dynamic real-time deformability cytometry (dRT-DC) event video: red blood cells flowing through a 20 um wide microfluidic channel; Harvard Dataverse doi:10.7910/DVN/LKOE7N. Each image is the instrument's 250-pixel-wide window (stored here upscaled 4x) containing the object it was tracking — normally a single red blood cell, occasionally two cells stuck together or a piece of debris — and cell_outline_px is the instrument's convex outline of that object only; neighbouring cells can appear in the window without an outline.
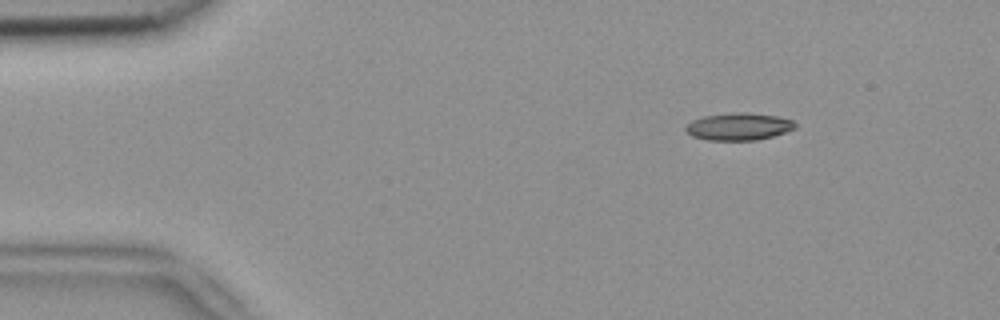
{"species": "common noctule bat (a hibernating species)", "species_latin": "Nyctalus noctula", "temperature_condition": "room temperature", "stored_images_in_passage": 4, "camera_frame_rate_fps": 3000, "um_per_image_px": 0.085, "animal": {"sex": "female", "body_mass_g": 18.4}, "frame": {"image": 1, "passage_image": 1, "time_ms": 0.0, "image_size_px": [1000, 320], "cell_outline_px": [[796, 128], [772, 136], [756, 140], [708, 140], [692, 136], [684, 128], [692, 120], [704, 116], [732, 112], [748, 112], [776, 116], [792, 120], [796, 124]], "centroid_in_image_um": [62.78, 10.75], "position_along_channel_um": 22.2, "area_um2": 17.34}}
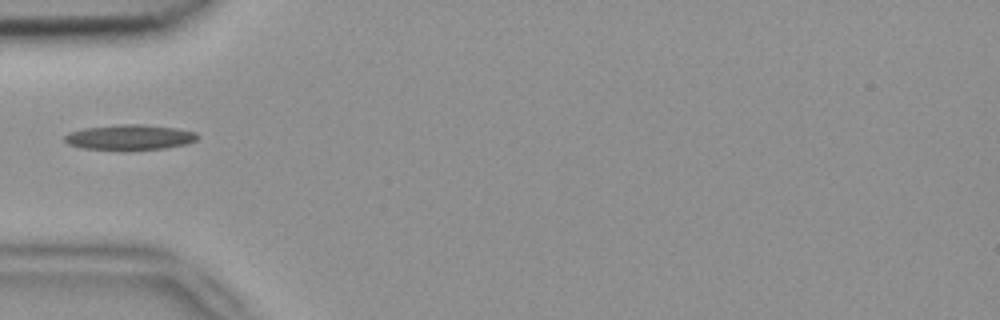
{"frame": {"image": 2, "passage_image": 4, "time_ms": 1.0, "image_size_px": [1000, 320], "cell_outline_px": [[200, 136], [196, 140], [188, 144], [164, 148], [128, 152], [124, 152], [80, 148], [68, 144], [64, 140], [64, 136], [68, 132], [84, 128], [124, 124], [144, 124], [176, 128], [196, 132]], "centroid_in_image_um": [11.01, 11.7], "position_along_channel_um": 74.0, "area_um2": 20.35}}